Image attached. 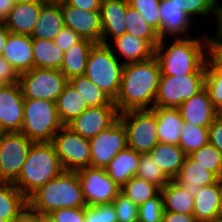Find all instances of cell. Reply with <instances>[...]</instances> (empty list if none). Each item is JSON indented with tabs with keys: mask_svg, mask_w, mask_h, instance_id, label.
I'll list each match as a JSON object with an SVG mask.
<instances>
[{
	"mask_svg": "<svg viewBox=\"0 0 222 222\" xmlns=\"http://www.w3.org/2000/svg\"><path fill=\"white\" fill-rule=\"evenodd\" d=\"M160 76V65L155 56L145 61L125 64L120 92L114 101L118 113L154 108Z\"/></svg>",
	"mask_w": 222,
	"mask_h": 222,
	"instance_id": "6da1fadb",
	"label": "cell"
},
{
	"mask_svg": "<svg viewBox=\"0 0 222 222\" xmlns=\"http://www.w3.org/2000/svg\"><path fill=\"white\" fill-rule=\"evenodd\" d=\"M202 36V39L200 36L173 38V42L169 44H165V38L161 39L154 54L159 62L161 75L206 73L210 35L204 33Z\"/></svg>",
	"mask_w": 222,
	"mask_h": 222,
	"instance_id": "7a4b0ae2",
	"label": "cell"
},
{
	"mask_svg": "<svg viewBox=\"0 0 222 222\" xmlns=\"http://www.w3.org/2000/svg\"><path fill=\"white\" fill-rule=\"evenodd\" d=\"M27 201L31 210L40 213L87 206L77 172L65 170L35 191Z\"/></svg>",
	"mask_w": 222,
	"mask_h": 222,
	"instance_id": "3957f363",
	"label": "cell"
},
{
	"mask_svg": "<svg viewBox=\"0 0 222 222\" xmlns=\"http://www.w3.org/2000/svg\"><path fill=\"white\" fill-rule=\"evenodd\" d=\"M63 171L51 142H34L19 177L13 182L28 199L35 191Z\"/></svg>",
	"mask_w": 222,
	"mask_h": 222,
	"instance_id": "277c9868",
	"label": "cell"
},
{
	"mask_svg": "<svg viewBox=\"0 0 222 222\" xmlns=\"http://www.w3.org/2000/svg\"><path fill=\"white\" fill-rule=\"evenodd\" d=\"M123 66L110 46L99 43L89 53L84 75L115 101L121 88Z\"/></svg>",
	"mask_w": 222,
	"mask_h": 222,
	"instance_id": "5b68a950",
	"label": "cell"
},
{
	"mask_svg": "<svg viewBox=\"0 0 222 222\" xmlns=\"http://www.w3.org/2000/svg\"><path fill=\"white\" fill-rule=\"evenodd\" d=\"M56 102L46 99H24L23 123L20 132L33 142H51L63 127Z\"/></svg>",
	"mask_w": 222,
	"mask_h": 222,
	"instance_id": "8992f818",
	"label": "cell"
},
{
	"mask_svg": "<svg viewBox=\"0 0 222 222\" xmlns=\"http://www.w3.org/2000/svg\"><path fill=\"white\" fill-rule=\"evenodd\" d=\"M127 132V147L149 153L159 142L156 114L151 109L128 110L119 114Z\"/></svg>",
	"mask_w": 222,
	"mask_h": 222,
	"instance_id": "52a82bcc",
	"label": "cell"
},
{
	"mask_svg": "<svg viewBox=\"0 0 222 222\" xmlns=\"http://www.w3.org/2000/svg\"><path fill=\"white\" fill-rule=\"evenodd\" d=\"M206 73L186 75H161L154 107L179 108L185 100L205 87Z\"/></svg>",
	"mask_w": 222,
	"mask_h": 222,
	"instance_id": "ba28073f",
	"label": "cell"
},
{
	"mask_svg": "<svg viewBox=\"0 0 222 222\" xmlns=\"http://www.w3.org/2000/svg\"><path fill=\"white\" fill-rule=\"evenodd\" d=\"M53 144L63 170L79 171L91 166L89 139L64 125L53 137Z\"/></svg>",
	"mask_w": 222,
	"mask_h": 222,
	"instance_id": "9c48e42d",
	"label": "cell"
},
{
	"mask_svg": "<svg viewBox=\"0 0 222 222\" xmlns=\"http://www.w3.org/2000/svg\"><path fill=\"white\" fill-rule=\"evenodd\" d=\"M24 99H46L56 102L68 79L56 69L32 68L19 74Z\"/></svg>",
	"mask_w": 222,
	"mask_h": 222,
	"instance_id": "30bf717a",
	"label": "cell"
},
{
	"mask_svg": "<svg viewBox=\"0 0 222 222\" xmlns=\"http://www.w3.org/2000/svg\"><path fill=\"white\" fill-rule=\"evenodd\" d=\"M34 142L22 132H4L0 136V182H14L22 170Z\"/></svg>",
	"mask_w": 222,
	"mask_h": 222,
	"instance_id": "8fae6325",
	"label": "cell"
},
{
	"mask_svg": "<svg viewBox=\"0 0 222 222\" xmlns=\"http://www.w3.org/2000/svg\"><path fill=\"white\" fill-rule=\"evenodd\" d=\"M87 206L110 204L121 187L108 175L105 168L86 167L77 171Z\"/></svg>",
	"mask_w": 222,
	"mask_h": 222,
	"instance_id": "7c38bea8",
	"label": "cell"
},
{
	"mask_svg": "<svg viewBox=\"0 0 222 222\" xmlns=\"http://www.w3.org/2000/svg\"><path fill=\"white\" fill-rule=\"evenodd\" d=\"M91 167L106 168L117 153L127 148L126 128L118 118L106 130L89 139Z\"/></svg>",
	"mask_w": 222,
	"mask_h": 222,
	"instance_id": "4fadbf2b",
	"label": "cell"
},
{
	"mask_svg": "<svg viewBox=\"0 0 222 222\" xmlns=\"http://www.w3.org/2000/svg\"><path fill=\"white\" fill-rule=\"evenodd\" d=\"M118 116L116 105L88 107L67 126L82 137L91 139L111 126Z\"/></svg>",
	"mask_w": 222,
	"mask_h": 222,
	"instance_id": "5bb4252c",
	"label": "cell"
},
{
	"mask_svg": "<svg viewBox=\"0 0 222 222\" xmlns=\"http://www.w3.org/2000/svg\"><path fill=\"white\" fill-rule=\"evenodd\" d=\"M64 25L76 32L82 39L90 40L95 44L102 43V23L100 11H82L61 3Z\"/></svg>",
	"mask_w": 222,
	"mask_h": 222,
	"instance_id": "9a60e30c",
	"label": "cell"
},
{
	"mask_svg": "<svg viewBox=\"0 0 222 222\" xmlns=\"http://www.w3.org/2000/svg\"><path fill=\"white\" fill-rule=\"evenodd\" d=\"M24 97L19 83L0 86V127L3 132H20Z\"/></svg>",
	"mask_w": 222,
	"mask_h": 222,
	"instance_id": "2e32d148",
	"label": "cell"
},
{
	"mask_svg": "<svg viewBox=\"0 0 222 222\" xmlns=\"http://www.w3.org/2000/svg\"><path fill=\"white\" fill-rule=\"evenodd\" d=\"M126 14L127 0H102V44L108 45L109 39L112 41L126 33Z\"/></svg>",
	"mask_w": 222,
	"mask_h": 222,
	"instance_id": "e0dca14e",
	"label": "cell"
},
{
	"mask_svg": "<svg viewBox=\"0 0 222 222\" xmlns=\"http://www.w3.org/2000/svg\"><path fill=\"white\" fill-rule=\"evenodd\" d=\"M161 31L158 33L160 39L164 38H187L191 37L193 20L172 3L171 0L160 1ZM167 36V37H166Z\"/></svg>",
	"mask_w": 222,
	"mask_h": 222,
	"instance_id": "ac0fdd59",
	"label": "cell"
},
{
	"mask_svg": "<svg viewBox=\"0 0 222 222\" xmlns=\"http://www.w3.org/2000/svg\"><path fill=\"white\" fill-rule=\"evenodd\" d=\"M108 46L111 47L113 54L124 65L148 60L155 54V48L147 40L129 33L113 39L112 42L109 41Z\"/></svg>",
	"mask_w": 222,
	"mask_h": 222,
	"instance_id": "d6986e66",
	"label": "cell"
},
{
	"mask_svg": "<svg viewBox=\"0 0 222 222\" xmlns=\"http://www.w3.org/2000/svg\"><path fill=\"white\" fill-rule=\"evenodd\" d=\"M178 109L185 122L200 127H209L219 115L205 87L185 100Z\"/></svg>",
	"mask_w": 222,
	"mask_h": 222,
	"instance_id": "ffe728a7",
	"label": "cell"
},
{
	"mask_svg": "<svg viewBox=\"0 0 222 222\" xmlns=\"http://www.w3.org/2000/svg\"><path fill=\"white\" fill-rule=\"evenodd\" d=\"M18 74L34 68L32 38L10 33L2 54Z\"/></svg>",
	"mask_w": 222,
	"mask_h": 222,
	"instance_id": "44dd1931",
	"label": "cell"
},
{
	"mask_svg": "<svg viewBox=\"0 0 222 222\" xmlns=\"http://www.w3.org/2000/svg\"><path fill=\"white\" fill-rule=\"evenodd\" d=\"M218 177L192 160L186 155L183 165L174 181L179 183L185 191L193 197L201 190V187L210 186L217 183Z\"/></svg>",
	"mask_w": 222,
	"mask_h": 222,
	"instance_id": "7402d4cb",
	"label": "cell"
},
{
	"mask_svg": "<svg viewBox=\"0 0 222 222\" xmlns=\"http://www.w3.org/2000/svg\"><path fill=\"white\" fill-rule=\"evenodd\" d=\"M45 3L15 4L3 23L11 33L30 36Z\"/></svg>",
	"mask_w": 222,
	"mask_h": 222,
	"instance_id": "603a6c76",
	"label": "cell"
},
{
	"mask_svg": "<svg viewBox=\"0 0 222 222\" xmlns=\"http://www.w3.org/2000/svg\"><path fill=\"white\" fill-rule=\"evenodd\" d=\"M65 27L61 3H45L30 35L32 39L54 40Z\"/></svg>",
	"mask_w": 222,
	"mask_h": 222,
	"instance_id": "cb8c5ba5",
	"label": "cell"
},
{
	"mask_svg": "<svg viewBox=\"0 0 222 222\" xmlns=\"http://www.w3.org/2000/svg\"><path fill=\"white\" fill-rule=\"evenodd\" d=\"M151 110L156 114L159 142L178 145L184 123L179 109L154 107Z\"/></svg>",
	"mask_w": 222,
	"mask_h": 222,
	"instance_id": "d4e9b609",
	"label": "cell"
},
{
	"mask_svg": "<svg viewBox=\"0 0 222 222\" xmlns=\"http://www.w3.org/2000/svg\"><path fill=\"white\" fill-rule=\"evenodd\" d=\"M140 153L126 148L116 154L106 166L108 175L122 187L128 180L136 176L139 169Z\"/></svg>",
	"mask_w": 222,
	"mask_h": 222,
	"instance_id": "484cf974",
	"label": "cell"
},
{
	"mask_svg": "<svg viewBox=\"0 0 222 222\" xmlns=\"http://www.w3.org/2000/svg\"><path fill=\"white\" fill-rule=\"evenodd\" d=\"M159 168L170 179L178 175L186 154L178 145L158 142L149 152Z\"/></svg>",
	"mask_w": 222,
	"mask_h": 222,
	"instance_id": "4316f807",
	"label": "cell"
},
{
	"mask_svg": "<svg viewBox=\"0 0 222 222\" xmlns=\"http://www.w3.org/2000/svg\"><path fill=\"white\" fill-rule=\"evenodd\" d=\"M95 43L82 39L64 52L60 72L70 80L73 77L83 76L86 71L87 59Z\"/></svg>",
	"mask_w": 222,
	"mask_h": 222,
	"instance_id": "83f0119b",
	"label": "cell"
},
{
	"mask_svg": "<svg viewBox=\"0 0 222 222\" xmlns=\"http://www.w3.org/2000/svg\"><path fill=\"white\" fill-rule=\"evenodd\" d=\"M28 206L27 198L12 182H0V218L13 222Z\"/></svg>",
	"mask_w": 222,
	"mask_h": 222,
	"instance_id": "f1b7e54d",
	"label": "cell"
},
{
	"mask_svg": "<svg viewBox=\"0 0 222 222\" xmlns=\"http://www.w3.org/2000/svg\"><path fill=\"white\" fill-rule=\"evenodd\" d=\"M164 211L193 215L194 197L174 180H170L161 190Z\"/></svg>",
	"mask_w": 222,
	"mask_h": 222,
	"instance_id": "f546056e",
	"label": "cell"
},
{
	"mask_svg": "<svg viewBox=\"0 0 222 222\" xmlns=\"http://www.w3.org/2000/svg\"><path fill=\"white\" fill-rule=\"evenodd\" d=\"M217 183L201 187L194 197L193 215L197 222H209L220 215Z\"/></svg>",
	"mask_w": 222,
	"mask_h": 222,
	"instance_id": "4dcf8cb0",
	"label": "cell"
},
{
	"mask_svg": "<svg viewBox=\"0 0 222 222\" xmlns=\"http://www.w3.org/2000/svg\"><path fill=\"white\" fill-rule=\"evenodd\" d=\"M34 68L60 70L64 52L54 40L32 39Z\"/></svg>",
	"mask_w": 222,
	"mask_h": 222,
	"instance_id": "1f68e13d",
	"label": "cell"
},
{
	"mask_svg": "<svg viewBox=\"0 0 222 222\" xmlns=\"http://www.w3.org/2000/svg\"><path fill=\"white\" fill-rule=\"evenodd\" d=\"M56 108L63 125L84 112L88 106L83 97L68 82L56 100Z\"/></svg>",
	"mask_w": 222,
	"mask_h": 222,
	"instance_id": "d6a6232c",
	"label": "cell"
},
{
	"mask_svg": "<svg viewBox=\"0 0 222 222\" xmlns=\"http://www.w3.org/2000/svg\"><path fill=\"white\" fill-rule=\"evenodd\" d=\"M174 5H176L179 10L185 12L192 20L194 17L199 18L214 16L213 19L216 20V30L222 27V17L220 14V2L221 0H171ZM202 15V16H201ZM205 15V16H204ZM201 16V17H200Z\"/></svg>",
	"mask_w": 222,
	"mask_h": 222,
	"instance_id": "836d02e7",
	"label": "cell"
},
{
	"mask_svg": "<svg viewBox=\"0 0 222 222\" xmlns=\"http://www.w3.org/2000/svg\"><path fill=\"white\" fill-rule=\"evenodd\" d=\"M69 84L83 97L88 107L115 105L114 101L93 84L85 75L73 77Z\"/></svg>",
	"mask_w": 222,
	"mask_h": 222,
	"instance_id": "e575fe53",
	"label": "cell"
},
{
	"mask_svg": "<svg viewBox=\"0 0 222 222\" xmlns=\"http://www.w3.org/2000/svg\"><path fill=\"white\" fill-rule=\"evenodd\" d=\"M126 33L147 40L154 48L160 43L158 32L144 20L143 16L127 0Z\"/></svg>",
	"mask_w": 222,
	"mask_h": 222,
	"instance_id": "d590c367",
	"label": "cell"
},
{
	"mask_svg": "<svg viewBox=\"0 0 222 222\" xmlns=\"http://www.w3.org/2000/svg\"><path fill=\"white\" fill-rule=\"evenodd\" d=\"M160 188L137 176L132 177L122 187L121 193L128 197L137 206L142 205L147 200L156 197L160 193Z\"/></svg>",
	"mask_w": 222,
	"mask_h": 222,
	"instance_id": "8d00e7d4",
	"label": "cell"
},
{
	"mask_svg": "<svg viewBox=\"0 0 222 222\" xmlns=\"http://www.w3.org/2000/svg\"><path fill=\"white\" fill-rule=\"evenodd\" d=\"M208 134L209 127L195 126L184 121L178 146L186 155H189L209 142Z\"/></svg>",
	"mask_w": 222,
	"mask_h": 222,
	"instance_id": "74e56055",
	"label": "cell"
},
{
	"mask_svg": "<svg viewBox=\"0 0 222 222\" xmlns=\"http://www.w3.org/2000/svg\"><path fill=\"white\" fill-rule=\"evenodd\" d=\"M205 88L217 113L222 112V69L209 57L206 61Z\"/></svg>",
	"mask_w": 222,
	"mask_h": 222,
	"instance_id": "f35d334b",
	"label": "cell"
},
{
	"mask_svg": "<svg viewBox=\"0 0 222 222\" xmlns=\"http://www.w3.org/2000/svg\"><path fill=\"white\" fill-rule=\"evenodd\" d=\"M188 156L214 173L218 178L222 177V154L213 144L208 142Z\"/></svg>",
	"mask_w": 222,
	"mask_h": 222,
	"instance_id": "ab89813d",
	"label": "cell"
},
{
	"mask_svg": "<svg viewBox=\"0 0 222 222\" xmlns=\"http://www.w3.org/2000/svg\"><path fill=\"white\" fill-rule=\"evenodd\" d=\"M136 176L153 183L160 189L170 181L149 153H140L139 169Z\"/></svg>",
	"mask_w": 222,
	"mask_h": 222,
	"instance_id": "60d3db41",
	"label": "cell"
},
{
	"mask_svg": "<svg viewBox=\"0 0 222 222\" xmlns=\"http://www.w3.org/2000/svg\"><path fill=\"white\" fill-rule=\"evenodd\" d=\"M160 1L161 0H128V3L143 16L147 24L159 33L161 31Z\"/></svg>",
	"mask_w": 222,
	"mask_h": 222,
	"instance_id": "b9f144b4",
	"label": "cell"
},
{
	"mask_svg": "<svg viewBox=\"0 0 222 222\" xmlns=\"http://www.w3.org/2000/svg\"><path fill=\"white\" fill-rule=\"evenodd\" d=\"M163 213V198L161 193H159L156 197L147 200L139 206L138 222H162Z\"/></svg>",
	"mask_w": 222,
	"mask_h": 222,
	"instance_id": "7bdbcfd3",
	"label": "cell"
},
{
	"mask_svg": "<svg viewBox=\"0 0 222 222\" xmlns=\"http://www.w3.org/2000/svg\"><path fill=\"white\" fill-rule=\"evenodd\" d=\"M117 213L118 222H138L139 220V206L134 204L123 193H119L112 201Z\"/></svg>",
	"mask_w": 222,
	"mask_h": 222,
	"instance_id": "ee69618b",
	"label": "cell"
},
{
	"mask_svg": "<svg viewBox=\"0 0 222 222\" xmlns=\"http://www.w3.org/2000/svg\"><path fill=\"white\" fill-rule=\"evenodd\" d=\"M85 222H118L114 205L99 204L84 207Z\"/></svg>",
	"mask_w": 222,
	"mask_h": 222,
	"instance_id": "f6af8a7d",
	"label": "cell"
},
{
	"mask_svg": "<svg viewBox=\"0 0 222 222\" xmlns=\"http://www.w3.org/2000/svg\"><path fill=\"white\" fill-rule=\"evenodd\" d=\"M50 214L55 222H85L84 207L56 209Z\"/></svg>",
	"mask_w": 222,
	"mask_h": 222,
	"instance_id": "bcb514c9",
	"label": "cell"
},
{
	"mask_svg": "<svg viewBox=\"0 0 222 222\" xmlns=\"http://www.w3.org/2000/svg\"><path fill=\"white\" fill-rule=\"evenodd\" d=\"M82 38L69 27H64L55 37L54 43L63 51L66 52L73 45L79 43Z\"/></svg>",
	"mask_w": 222,
	"mask_h": 222,
	"instance_id": "7dc6e473",
	"label": "cell"
},
{
	"mask_svg": "<svg viewBox=\"0 0 222 222\" xmlns=\"http://www.w3.org/2000/svg\"><path fill=\"white\" fill-rule=\"evenodd\" d=\"M215 36H209V58L222 69V30H216Z\"/></svg>",
	"mask_w": 222,
	"mask_h": 222,
	"instance_id": "c3c4849f",
	"label": "cell"
},
{
	"mask_svg": "<svg viewBox=\"0 0 222 222\" xmlns=\"http://www.w3.org/2000/svg\"><path fill=\"white\" fill-rule=\"evenodd\" d=\"M15 83H19V74L4 57H0V86Z\"/></svg>",
	"mask_w": 222,
	"mask_h": 222,
	"instance_id": "681fc988",
	"label": "cell"
},
{
	"mask_svg": "<svg viewBox=\"0 0 222 222\" xmlns=\"http://www.w3.org/2000/svg\"><path fill=\"white\" fill-rule=\"evenodd\" d=\"M209 143L213 144L222 154V118L218 115L209 126Z\"/></svg>",
	"mask_w": 222,
	"mask_h": 222,
	"instance_id": "f907efd6",
	"label": "cell"
},
{
	"mask_svg": "<svg viewBox=\"0 0 222 222\" xmlns=\"http://www.w3.org/2000/svg\"><path fill=\"white\" fill-rule=\"evenodd\" d=\"M65 2L82 11H100L102 0H66Z\"/></svg>",
	"mask_w": 222,
	"mask_h": 222,
	"instance_id": "816d5d0a",
	"label": "cell"
},
{
	"mask_svg": "<svg viewBox=\"0 0 222 222\" xmlns=\"http://www.w3.org/2000/svg\"><path fill=\"white\" fill-rule=\"evenodd\" d=\"M162 222H197L194 215L164 211Z\"/></svg>",
	"mask_w": 222,
	"mask_h": 222,
	"instance_id": "f5cc1de1",
	"label": "cell"
},
{
	"mask_svg": "<svg viewBox=\"0 0 222 222\" xmlns=\"http://www.w3.org/2000/svg\"><path fill=\"white\" fill-rule=\"evenodd\" d=\"M15 3L13 0H0V22H4Z\"/></svg>",
	"mask_w": 222,
	"mask_h": 222,
	"instance_id": "db71d44e",
	"label": "cell"
},
{
	"mask_svg": "<svg viewBox=\"0 0 222 222\" xmlns=\"http://www.w3.org/2000/svg\"><path fill=\"white\" fill-rule=\"evenodd\" d=\"M13 222H36V211L27 206Z\"/></svg>",
	"mask_w": 222,
	"mask_h": 222,
	"instance_id": "11a10c76",
	"label": "cell"
},
{
	"mask_svg": "<svg viewBox=\"0 0 222 222\" xmlns=\"http://www.w3.org/2000/svg\"><path fill=\"white\" fill-rule=\"evenodd\" d=\"M11 32L3 22H0V57H2L7 38Z\"/></svg>",
	"mask_w": 222,
	"mask_h": 222,
	"instance_id": "9f6ffc18",
	"label": "cell"
},
{
	"mask_svg": "<svg viewBox=\"0 0 222 222\" xmlns=\"http://www.w3.org/2000/svg\"><path fill=\"white\" fill-rule=\"evenodd\" d=\"M36 222H55L50 213H40L36 211Z\"/></svg>",
	"mask_w": 222,
	"mask_h": 222,
	"instance_id": "6f0895ef",
	"label": "cell"
},
{
	"mask_svg": "<svg viewBox=\"0 0 222 222\" xmlns=\"http://www.w3.org/2000/svg\"><path fill=\"white\" fill-rule=\"evenodd\" d=\"M217 189H218L220 212L222 214V177L218 178V180H217Z\"/></svg>",
	"mask_w": 222,
	"mask_h": 222,
	"instance_id": "680465c9",
	"label": "cell"
},
{
	"mask_svg": "<svg viewBox=\"0 0 222 222\" xmlns=\"http://www.w3.org/2000/svg\"><path fill=\"white\" fill-rule=\"evenodd\" d=\"M15 4L19 3H33V2H45V0H13Z\"/></svg>",
	"mask_w": 222,
	"mask_h": 222,
	"instance_id": "91938a15",
	"label": "cell"
},
{
	"mask_svg": "<svg viewBox=\"0 0 222 222\" xmlns=\"http://www.w3.org/2000/svg\"><path fill=\"white\" fill-rule=\"evenodd\" d=\"M209 222H222V214L216 216L213 220Z\"/></svg>",
	"mask_w": 222,
	"mask_h": 222,
	"instance_id": "94428289",
	"label": "cell"
},
{
	"mask_svg": "<svg viewBox=\"0 0 222 222\" xmlns=\"http://www.w3.org/2000/svg\"><path fill=\"white\" fill-rule=\"evenodd\" d=\"M66 0H45L46 3H62L65 2Z\"/></svg>",
	"mask_w": 222,
	"mask_h": 222,
	"instance_id": "6125c7cd",
	"label": "cell"
},
{
	"mask_svg": "<svg viewBox=\"0 0 222 222\" xmlns=\"http://www.w3.org/2000/svg\"><path fill=\"white\" fill-rule=\"evenodd\" d=\"M220 14H221V17H222V4L220 3ZM222 29V27H221Z\"/></svg>",
	"mask_w": 222,
	"mask_h": 222,
	"instance_id": "be15d7a7",
	"label": "cell"
},
{
	"mask_svg": "<svg viewBox=\"0 0 222 222\" xmlns=\"http://www.w3.org/2000/svg\"><path fill=\"white\" fill-rule=\"evenodd\" d=\"M3 133H4V132H3L2 128L0 127V136H1Z\"/></svg>",
	"mask_w": 222,
	"mask_h": 222,
	"instance_id": "e7e4bbea",
	"label": "cell"
},
{
	"mask_svg": "<svg viewBox=\"0 0 222 222\" xmlns=\"http://www.w3.org/2000/svg\"><path fill=\"white\" fill-rule=\"evenodd\" d=\"M0 222H9V221L0 218Z\"/></svg>",
	"mask_w": 222,
	"mask_h": 222,
	"instance_id": "03108f58",
	"label": "cell"
}]
</instances>
